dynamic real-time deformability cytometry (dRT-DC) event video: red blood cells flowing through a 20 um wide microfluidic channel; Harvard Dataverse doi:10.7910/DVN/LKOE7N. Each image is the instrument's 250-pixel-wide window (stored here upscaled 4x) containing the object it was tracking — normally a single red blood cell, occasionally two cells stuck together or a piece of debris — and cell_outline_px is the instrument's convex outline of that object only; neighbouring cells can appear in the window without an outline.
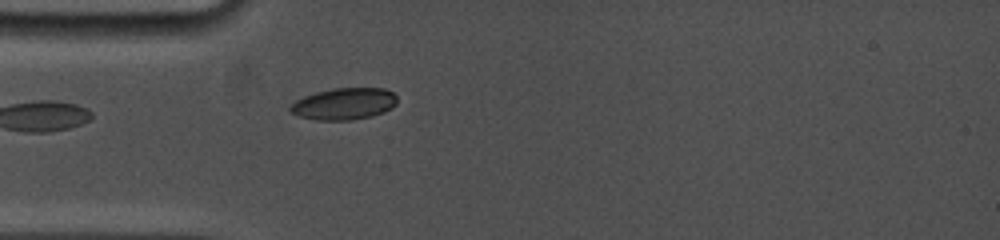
{"species": "common noctule bat (a hibernating species)", "species_latin": "Nyctalus noctula", "temperature_condition": "cold", "stored_images_in_passage": 5, "camera_frame_rate_fps": 5000, "um_per_image_px": 0.085, "animal": {"sex": "female", "body_mass_g": 19.0, "forearm_length_mm": 53.3}, "frame": {"image": 1, "passage_image": 3, "time_ms": 1.2, "image_size_px": [1000, 240], "cell_outline_px": [[396, 104], [392, 108], [384, 112], [372, 116], [352, 120], [316, 120], [300, 116], [292, 112], [288, 108], [296, 100], [304, 96], [316, 92], [332, 88], [384, 88], [392, 92], [396, 96]], "centroid_in_image_um": [29.26, 8.82], "position_along_channel_um": 55.7, "area_um2": 19.77}}
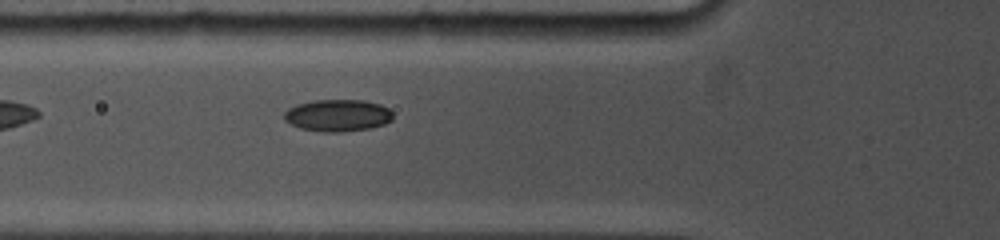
{"frame": {"image": 2, "passage_image": 5, "time_ms": 2.4, "image_size_px": [1000, 240], "cell_outline_px": [[392, 120], [384, 124], [368, 128], [340, 132], [320, 132], [300, 128], [284, 120], [284, 112], [288, 108], [296, 104], [312, 100], [364, 100], [380, 104], [388, 108], [392, 112]], "centroid_in_image_um": [28.68, 9.8], "position_along_channel_um": 97.1, "area_um2": 20.35}}